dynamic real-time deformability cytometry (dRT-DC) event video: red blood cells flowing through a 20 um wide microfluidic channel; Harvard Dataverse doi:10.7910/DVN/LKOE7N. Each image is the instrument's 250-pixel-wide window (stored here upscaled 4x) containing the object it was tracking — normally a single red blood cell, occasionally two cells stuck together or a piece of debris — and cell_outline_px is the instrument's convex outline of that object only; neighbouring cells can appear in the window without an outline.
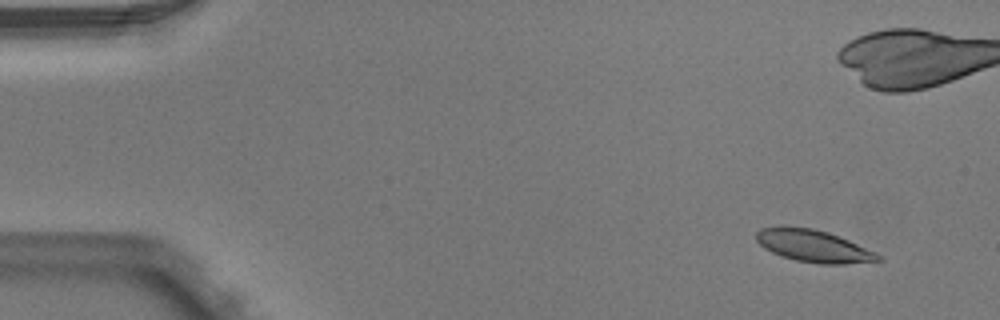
{"species": "Egyptian fruit bat (a non-hibernating species)", "species_latin": "Rousettus aegyptiacus", "temperature_condition": "warm", "stored_images_in_passage": 6, "camera_frame_rate_fps": 3000, "um_per_image_px": 0.085, "animal": {"sex": "male"}, "frame": {"image": 1, "passage_image": 2, "time_ms": 0.333, "image_size_px": [1000, 320], "cell_outline_px": [[884, 260], [844, 264], [820, 264], [796, 260], [780, 256], [764, 248], [756, 240], [756, 232], [760, 228], [812, 228], [828, 232], [848, 240], [876, 252], [884, 256]], "centroid_in_image_um": [69.2, 20.94], "position_along_channel_um": 15.8, "area_um2": 22.54}}